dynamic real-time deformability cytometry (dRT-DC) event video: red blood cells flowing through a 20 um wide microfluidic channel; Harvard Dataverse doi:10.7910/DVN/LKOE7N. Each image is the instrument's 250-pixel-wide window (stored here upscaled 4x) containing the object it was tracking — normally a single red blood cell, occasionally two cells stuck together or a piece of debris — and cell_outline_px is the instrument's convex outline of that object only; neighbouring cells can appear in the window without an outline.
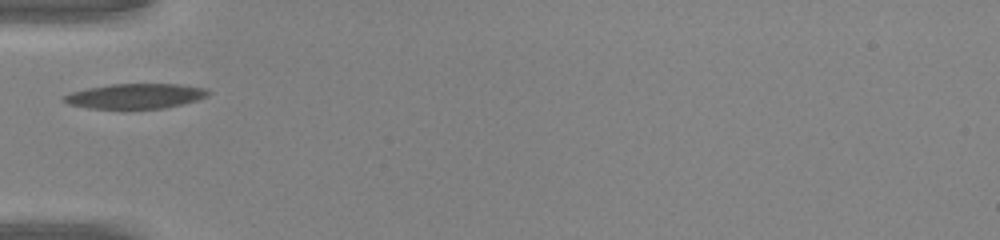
{"species": "common noctule bat (a hibernating species)", "species_latin": "Nyctalus noctula", "temperature_condition": "warm", "stored_images_in_passage": 34, "camera_frame_rate_fps": 3000, "um_per_image_px": 0.085, "animal": {"sex": "male", "body_mass_g": 20.0, "forearm_length_mm": 53.3}, "frame": {"image": 1, "passage_image": 1, "time_ms": 0.0, "image_size_px": [1000, 240], "cell_outline_px": [[212, 92], [208, 96], [196, 100], [164, 108], [88, 108], [68, 104], [60, 100], [60, 96], [72, 92], [88, 88], [112, 84], [180, 84], [208, 88]], "centroid_in_image_um": [11.5, 8.16], "position_along_channel_um": 73.5, "area_um2": 21.04}}
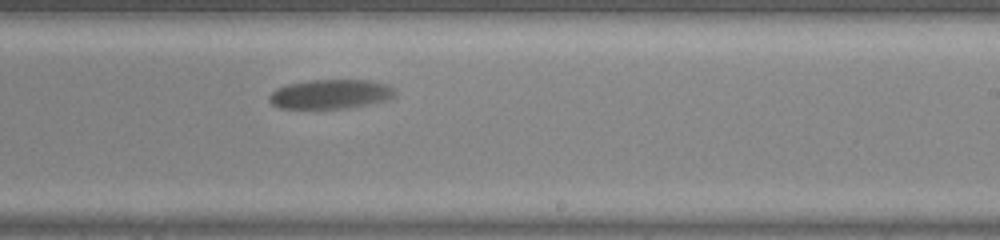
{"frame": {"image": 2, "passage_image": 15, "time_ms": 4.667, "image_size_px": [1000, 240], "cell_outline_px": [[396, 96], [388, 100], [348, 108], [280, 108], [272, 104], [268, 100], [268, 96], [276, 88], [288, 84], [312, 80], [368, 80], [384, 84], [392, 88], [396, 92]], "centroid_in_image_um": [28.08, 8.0], "position_along_channel_um": 260.9, "area_um2": 21.44}}
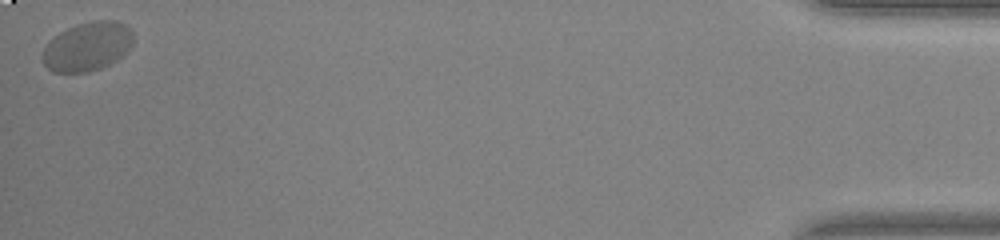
{"frame": {"image": 3, "passage_image": 34, "time_ms": 11.0, "image_size_px": [1000, 240], "cell_outline_px": [[132, 44], [124, 56], [100, 68], [88, 72], [52, 72], [44, 64], [44, 48], [60, 32], [68, 28], [92, 20], [116, 20], [124, 24], [132, 32]], "centroid_in_image_um": [7.47, 3.95], "position_along_channel_um": 427.7, "area_um2": 25.49}}